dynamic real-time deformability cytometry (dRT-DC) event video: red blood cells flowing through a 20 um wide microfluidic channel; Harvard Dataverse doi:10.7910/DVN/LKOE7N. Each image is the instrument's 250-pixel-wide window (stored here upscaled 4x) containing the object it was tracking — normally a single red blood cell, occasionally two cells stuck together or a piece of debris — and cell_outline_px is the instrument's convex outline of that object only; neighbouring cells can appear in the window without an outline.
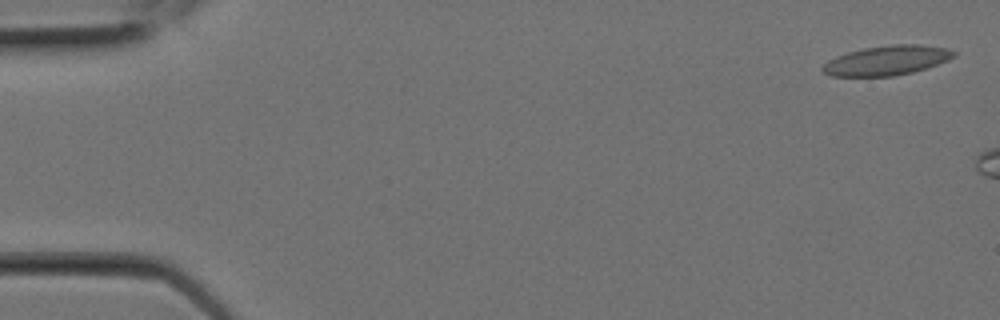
{"species": "Egyptian fruit bat (a non-hibernating species)", "species_latin": "Rousettus aegyptiacus", "temperature_condition": "room temperature", "stored_images_in_passage": 3, "camera_frame_rate_fps": 3000, "um_per_image_px": 0.085, "animal": {"sex": "female"}, "frame": {"image": 1, "passage_image": 1, "time_ms": 0.0, "image_size_px": [1000, 320], "cell_outline_px": [[956, 56], [948, 60], [912, 72], [892, 76], [832, 76], [824, 72], [820, 68], [828, 60], [836, 56], [848, 52], [864, 48], [892, 44], [920, 44], [944, 48], [956, 52]], "centroid_in_image_um": [75.36, 5.13], "position_along_channel_um": 9.6, "area_um2": 22.43}}